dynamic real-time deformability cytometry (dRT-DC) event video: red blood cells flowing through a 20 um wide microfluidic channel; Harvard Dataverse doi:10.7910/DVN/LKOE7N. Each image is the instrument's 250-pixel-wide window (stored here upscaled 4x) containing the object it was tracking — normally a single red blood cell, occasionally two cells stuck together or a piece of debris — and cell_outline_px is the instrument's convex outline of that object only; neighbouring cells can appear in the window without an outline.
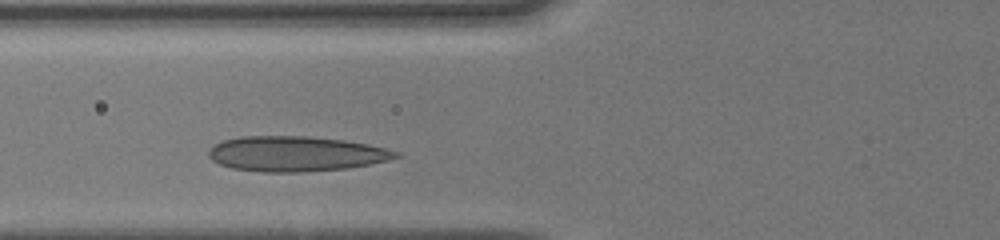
{"species": "human", "species_latin": "Homo sapiens", "temperature_condition": "cold", "stored_images_in_passage": 6, "camera_frame_rate_fps": 3000, "um_per_image_px": 0.085, "donor": {"sex": "male"}, "frame": {"image": 1, "passage_image": 3, "time_ms": 1.667, "image_size_px": [1000, 240], "cell_outline_px": [[404, 156], [372, 164], [348, 168], [304, 172], [260, 172], [232, 168], [220, 164], [212, 160], [208, 156], [208, 152], [216, 144], [224, 140], [240, 136], [308, 136], [344, 140], [368, 144], [404, 152]], "centroid_in_image_um": [25.22, 13.07], "position_along_channel_um": 100.6, "area_um2": 38.67}}
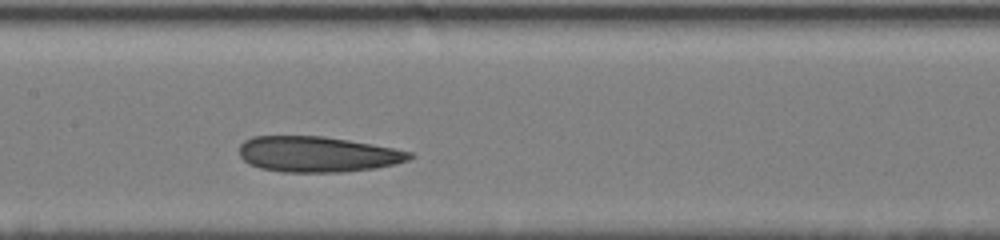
{"frame": {"image": 2, "passage_image": 5, "time_ms": 3.667, "image_size_px": [1000, 240], "cell_outline_px": [[412, 156], [408, 160], [396, 164], [376, 168], [344, 172], [280, 172], [260, 168], [248, 164], [240, 156], [240, 144], [244, 140], [252, 136], [324, 136], [372, 144], [412, 152]], "centroid_in_image_um": [26.96, 13.11], "position_along_channel_um": 180.4, "area_um2": 35.49}}
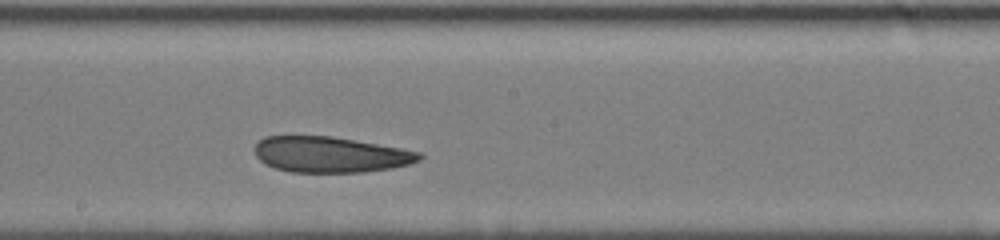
{"frame": {"image": 3, "passage_image": 6, "time_ms": 4.667, "image_size_px": [1000, 240], "cell_outline_px": [[424, 156], [420, 160], [408, 164], [392, 168], [364, 172], [292, 172], [276, 168], [260, 160], [256, 156], [256, 144], [264, 136], [332, 136], [400, 148], [420, 152]], "centroid_in_image_um": [28.1, 13.13], "position_along_channel_um": 220.1, "area_um2": 34.04}}